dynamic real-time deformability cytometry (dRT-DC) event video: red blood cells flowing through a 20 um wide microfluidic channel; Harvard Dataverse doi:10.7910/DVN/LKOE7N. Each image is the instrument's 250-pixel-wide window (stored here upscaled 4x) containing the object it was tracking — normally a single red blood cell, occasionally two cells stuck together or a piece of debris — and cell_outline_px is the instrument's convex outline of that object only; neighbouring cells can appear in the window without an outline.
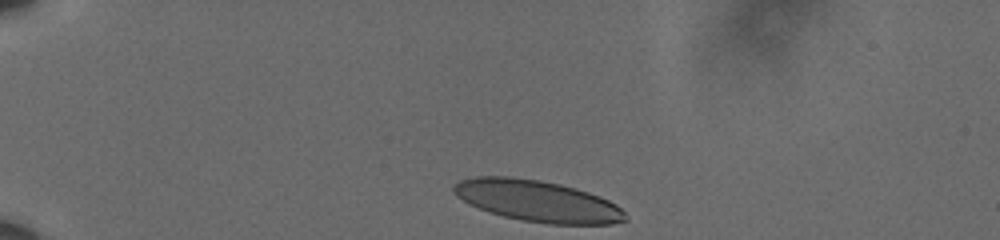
{"species": "human", "species_latin": "Homo sapiens", "temperature_condition": "cold", "stored_images_in_passage": 39, "camera_frame_rate_fps": 3000, "um_per_image_px": 0.085, "donor": {"sex": "male"}, "frame": {"image": 1, "passage_image": 1, "time_ms": 0.0, "image_size_px": [1000, 240], "cell_outline_px": [[628, 220], [612, 224], [548, 224], [520, 220], [488, 212], [456, 196], [452, 192], [452, 184], [460, 180], [476, 176], [512, 176], [540, 180], [560, 184], [576, 188], [600, 196], [616, 204], [628, 216]], "centroid_in_image_um": [45.68, 17.08], "position_along_channel_um": 39.3, "area_um2": 41.56}}
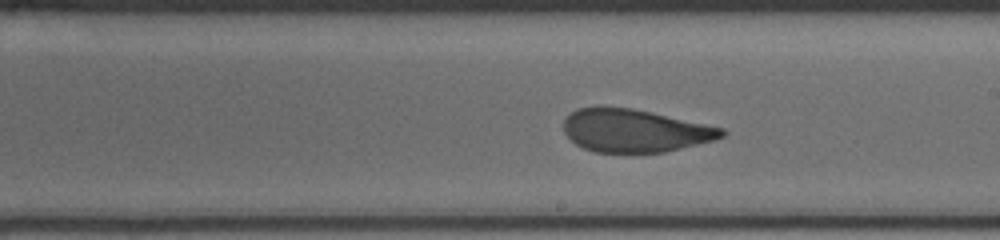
{"frame": {"image": 2, "passage_image": 23, "time_ms": 7.333, "image_size_px": [1000, 240], "cell_outline_px": [[728, 132], [724, 136], [716, 140], [664, 152], [596, 152], [584, 148], [576, 144], [564, 132], [564, 120], [576, 108], [632, 108], [724, 128]], "centroid_in_image_um": [54.0, 11.12], "position_along_channel_um": 235.0, "area_um2": 39.02}}
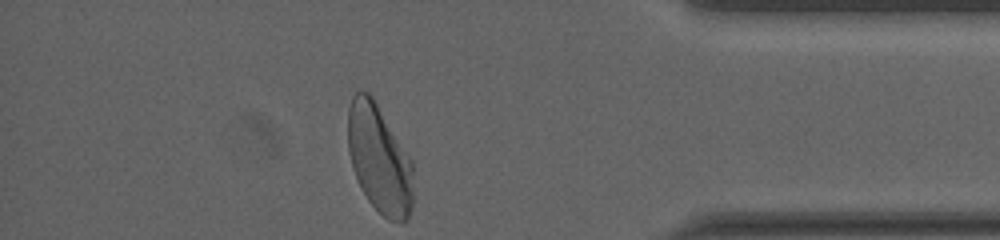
{"frame": {"image": 3, "passage_image": 39, "time_ms": 12.667, "image_size_px": [1000, 240], "cell_outline_px": [[412, 204], [408, 220], [388, 220], [368, 200], [352, 168], [348, 152], [348, 108], [352, 96], [356, 92], [368, 92], [372, 96], [412, 160]], "centroid_in_image_um": [32.23, 13.49], "position_along_channel_um": 403.0, "area_um2": 40.81}, "authors_computed_cell_mechanics": {"area_um2": 41.327, "velocity_mm_per_s": 3.5797, "shape_relaxation_time_tau1_ms": 6.7417, "shape_relaxation_time_tau2_ms": 1.0201, "deformation_change_tau1": 0.1889, "deformation_change_tau2": 0.0769}}